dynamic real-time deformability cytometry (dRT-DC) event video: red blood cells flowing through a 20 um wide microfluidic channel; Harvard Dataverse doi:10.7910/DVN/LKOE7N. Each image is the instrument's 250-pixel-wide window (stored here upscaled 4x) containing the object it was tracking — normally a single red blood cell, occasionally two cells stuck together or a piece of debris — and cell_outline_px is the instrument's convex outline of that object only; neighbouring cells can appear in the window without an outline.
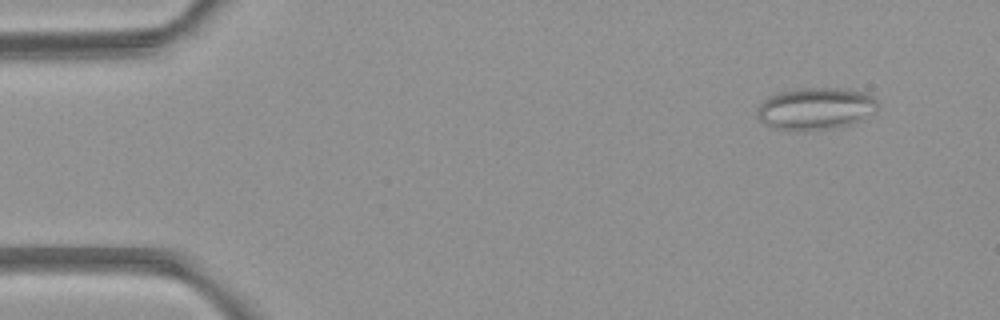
{"species": "common noctule bat (a hibernating species)", "species_latin": "Nyctalus noctula", "temperature_condition": "room temperature", "stored_images_in_passage": 4, "segment_of_instrument_passage": [1, 2], "camera_frame_rate_fps": 3000, "um_per_image_px": 0.085, "animal": {"sex": "female", "body_mass_g": 21.9}, "frame": {"image": 1, "passage_image": 1, "time_ms": 0.0, "image_size_px": [1000, 320], "cell_outline_px": [[880, 104], [876, 108], [860, 120], [848, 124], [832, 128], [772, 128], [764, 124], [756, 116], [756, 112], [760, 104], [768, 96], [784, 92], [804, 88], [840, 88], [868, 92]], "centroid_in_image_um": [69.33, 9.19], "position_along_channel_um": 15.7, "area_um2": 28.73}}